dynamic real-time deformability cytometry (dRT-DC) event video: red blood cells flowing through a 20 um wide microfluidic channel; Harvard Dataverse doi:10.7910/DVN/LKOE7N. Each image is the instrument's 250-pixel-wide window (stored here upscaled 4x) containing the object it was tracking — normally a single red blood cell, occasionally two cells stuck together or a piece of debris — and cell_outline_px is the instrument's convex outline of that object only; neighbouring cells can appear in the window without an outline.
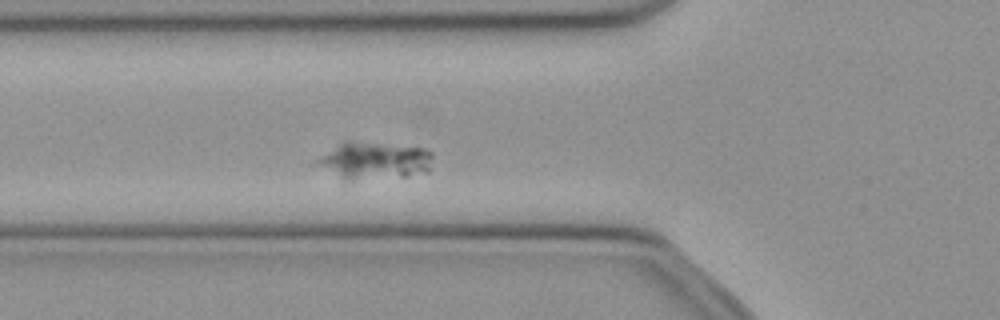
{"species": "common noctule bat (a hibernating species)", "species_latin": "Nyctalus noctula", "temperature_condition": "cold", "stored_images_in_passage": 47, "camera_frame_rate_fps": 3000, "um_per_image_px": 0.085, "animal": {"sex": "female", "body_mass_g": 21.9}, "frame": {"image": 1, "passage_image": 12, "time_ms": 3.667, "image_size_px": [1000, 320], "cell_outline_px": [[432, 156], [428, 172], [408, 176], [348, 180], [316, 164], [312, 160], [344, 140], [352, 140], [428, 148], [432, 152]], "centroid_in_image_um": [31.83, 13.61], "position_along_channel_um": 94.0, "area_um2": 25.32}}
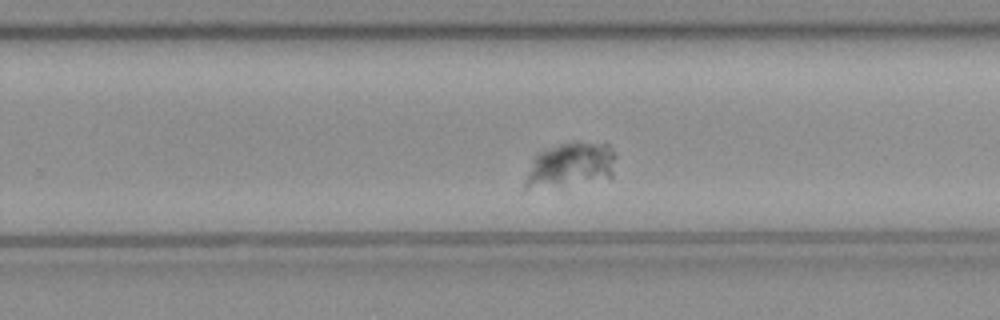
{"frame": {"image": 2, "passage_image": 27, "time_ms": 8.667, "image_size_px": [1000, 320], "cell_outline_px": [[616, 156], [612, 176], [524, 188], [524, 184], [528, 172], [536, 156], [540, 152], [560, 144], [608, 144], [616, 152]], "centroid_in_image_um": [48.55, 13.97], "position_along_channel_um": 281.3, "area_um2": 21.56}}
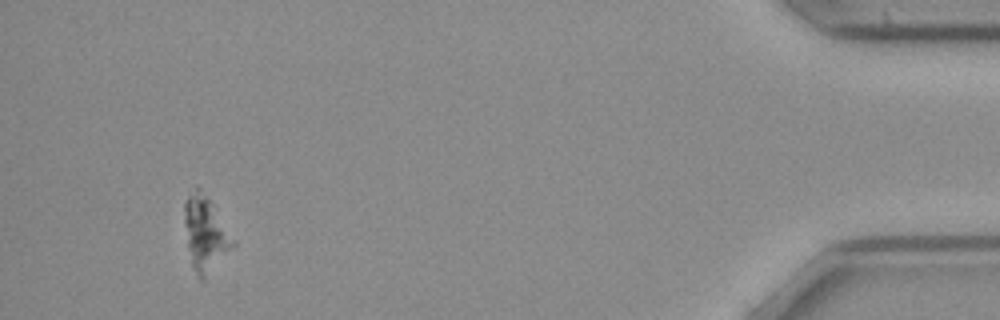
{"frame": {"image": 3, "passage_image": 44, "time_ms": 14.333, "image_size_px": [1000, 320], "cell_outline_px": [[236, 244], [204, 280], [200, 280], [192, 264], [188, 248], [184, 224], [184, 204], [188, 196], [196, 184], [200, 188], [216, 208], [236, 240]], "centroid_in_image_um": [17.48, 19.84], "position_along_channel_um": 417.7, "area_um2": 21.21}}